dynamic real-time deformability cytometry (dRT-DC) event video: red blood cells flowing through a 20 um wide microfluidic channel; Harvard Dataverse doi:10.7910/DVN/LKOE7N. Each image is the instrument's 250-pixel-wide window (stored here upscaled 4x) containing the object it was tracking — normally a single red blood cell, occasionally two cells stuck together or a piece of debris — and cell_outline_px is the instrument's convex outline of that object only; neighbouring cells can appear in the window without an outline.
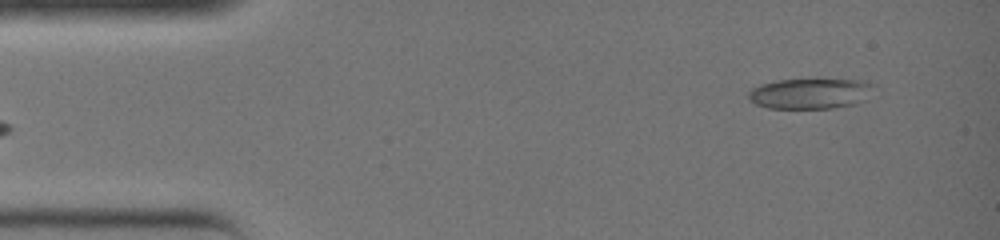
{"species": "common noctule bat (a hibernating species)", "species_latin": "Nyctalus noctula", "temperature_condition": "warm", "stored_images_in_passage": 25, "camera_frame_rate_fps": 3000, "um_per_image_px": 0.085, "animal": {"sex": "female", "body_mass_g": 19.0, "forearm_length_mm": 51.5}, "frame": {"image": 1, "passage_image": 1, "time_ms": 0.0, "image_size_px": [1000, 240], "cell_outline_px": [[876, 84], [864, 100], [856, 104], [832, 108], [768, 108], [756, 104], [748, 100], [748, 92], [752, 88], [760, 84], [776, 80], [864, 80]], "centroid_in_image_um": [68.85, 7.95], "position_along_channel_um": 16.1, "area_um2": 22.25}}
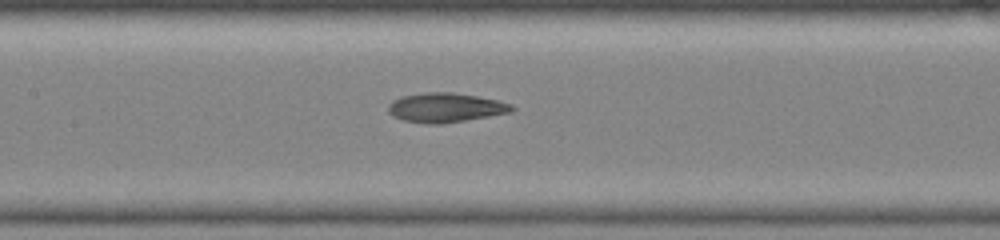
{"frame": {"image": 2, "passage_image": 13, "time_ms": 4.0, "image_size_px": [1000, 240], "cell_outline_px": [[516, 108], [512, 112], [444, 124], [424, 124], [404, 120], [392, 116], [388, 112], [388, 104], [392, 100], [400, 96], [424, 92], [452, 92], [476, 96], [496, 100], [512, 104]], "centroid_in_image_um": [37.84, 9.15], "position_along_channel_um": 169.6, "area_um2": 21.39}}
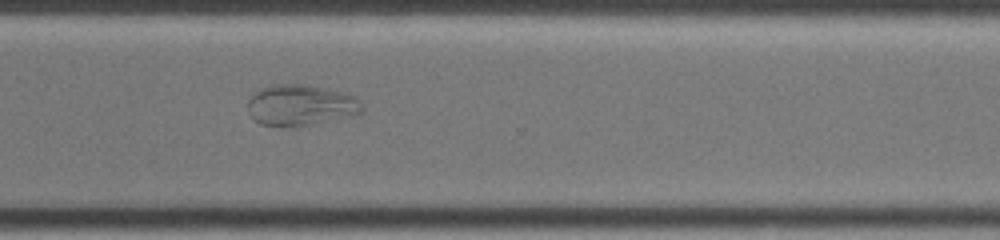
{"frame": {"image": 3, "passage_image": 22, "time_ms": 7.0, "image_size_px": [1000, 240], "cell_outline_px": [[364, 108], [360, 112], [352, 116], [308, 124], [280, 128], [260, 124], [252, 120], [248, 108], [248, 100], [252, 92], [260, 88], [276, 84], [308, 84], [344, 92], [360, 100]], "centroid_in_image_um": [25.51, 8.93], "position_along_channel_um": 345.1, "area_um2": 27.63}}